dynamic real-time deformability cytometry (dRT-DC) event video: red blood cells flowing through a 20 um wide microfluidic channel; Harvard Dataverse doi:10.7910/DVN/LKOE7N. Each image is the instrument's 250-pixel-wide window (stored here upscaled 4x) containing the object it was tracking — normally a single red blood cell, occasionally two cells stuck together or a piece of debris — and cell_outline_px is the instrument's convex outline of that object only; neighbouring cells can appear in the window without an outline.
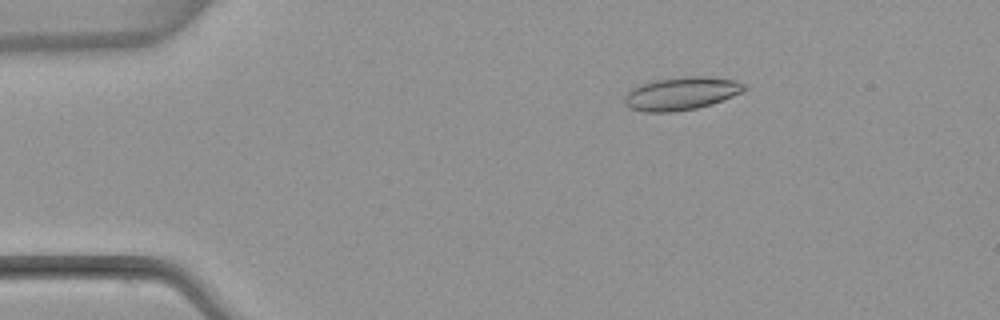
{"species": "common noctule bat (a hibernating species)", "species_latin": "Nyctalus noctula", "temperature_condition": "warm", "stored_images_in_passage": 3, "camera_frame_rate_fps": 3000, "um_per_image_px": 0.085, "animal": {"sex": "female", "body_mass_g": 22.7, "forearm_length_mm": 54.2}, "frame": {"image": 1, "passage_image": 1, "time_ms": 0.0, "image_size_px": [1000, 320], "cell_outline_px": [[748, 88], [744, 92], [712, 104], [696, 108], [672, 112], [644, 112], [628, 108], [624, 104], [624, 96], [632, 88], [640, 84], [652, 80], [684, 76], [712, 76], [736, 80], [744, 84]], "centroid_in_image_um": [57.92, 7.94], "position_along_channel_um": 27.1, "area_um2": 23.47}}
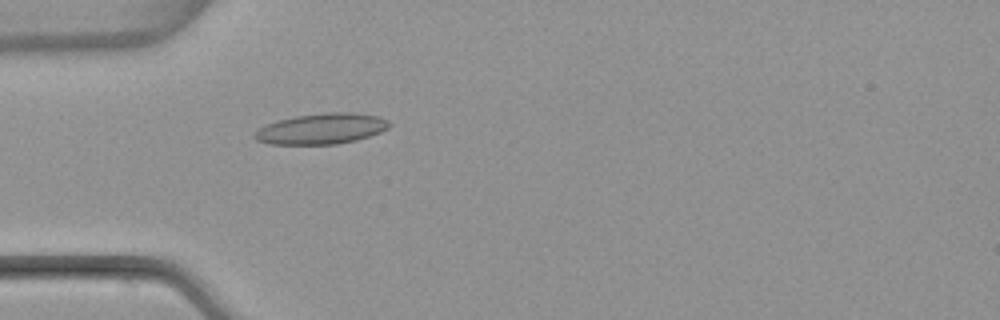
{"frame": {"image": 2, "passage_image": 3, "time_ms": 2.333, "image_size_px": [1000, 320], "cell_outline_px": [[392, 124], [388, 128], [380, 132], [356, 140], [336, 144], [268, 144], [256, 140], [252, 136], [252, 132], [268, 124], [280, 120], [296, 116], [328, 112], [352, 112], [380, 116], [388, 120]], "centroid_in_image_um": [27.34, 10.94], "position_along_channel_um": 57.7, "area_um2": 24.1}}